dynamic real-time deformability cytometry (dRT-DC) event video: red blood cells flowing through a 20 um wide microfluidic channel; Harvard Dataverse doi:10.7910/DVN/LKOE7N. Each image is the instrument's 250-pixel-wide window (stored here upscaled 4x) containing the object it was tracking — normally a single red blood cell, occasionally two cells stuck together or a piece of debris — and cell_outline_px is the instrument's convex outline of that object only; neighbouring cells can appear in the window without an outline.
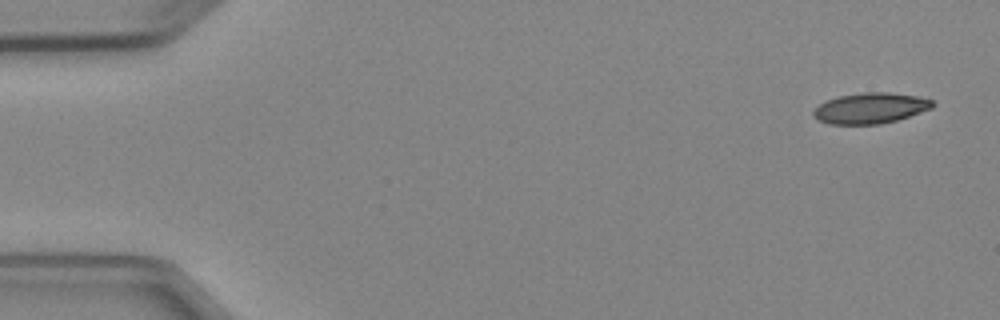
{"species": "Egyptian fruit bat (a non-hibernating species)", "species_latin": "Rousettus aegyptiacus", "temperature_condition": "cold", "stored_images_in_passage": 4, "camera_frame_rate_fps": 3000, "um_per_image_px": 0.085, "animal": {"sex": "female"}, "frame": {"image": 1, "passage_image": 1, "time_ms": 0.0, "image_size_px": [1000, 320], "cell_outline_px": [[936, 104], [932, 108], [896, 120], [880, 124], [828, 124], [812, 116], [812, 112], [824, 100], [840, 96], [864, 92], [888, 92], [916, 96], [932, 100]], "centroid_in_image_um": [73.97, 9.19], "position_along_channel_um": 11.0, "area_um2": 21.21}}
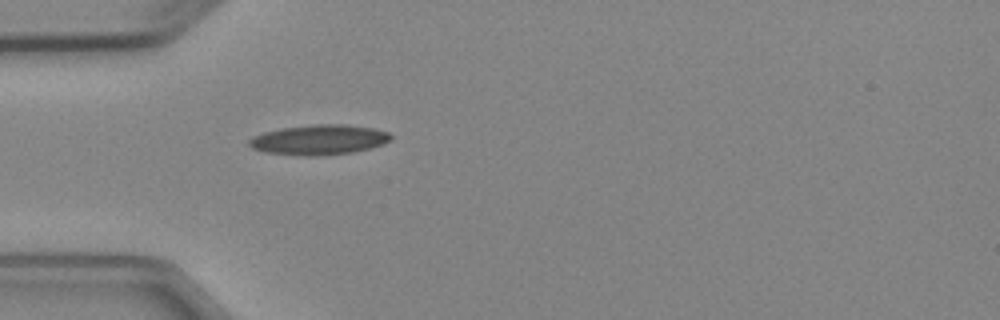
{"frame": {"image": 2, "passage_image": 4, "time_ms": 4.333, "image_size_px": [1000, 320], "cell_outline_px": [[392, 140], [384, 144], [352, 152], [316, 156], [304, 156], [264, 152], [252, 148], [248, 144], [248, 140], [252, 136], [264, 132], [280, 128], [316, 124], [348, 124], [372, 128], [388, 132], [392, 136]], "centroid_in_image_um": [27.1, 11.87], "position_along_channel_um": 57.9, "area_um2": 24.91}}